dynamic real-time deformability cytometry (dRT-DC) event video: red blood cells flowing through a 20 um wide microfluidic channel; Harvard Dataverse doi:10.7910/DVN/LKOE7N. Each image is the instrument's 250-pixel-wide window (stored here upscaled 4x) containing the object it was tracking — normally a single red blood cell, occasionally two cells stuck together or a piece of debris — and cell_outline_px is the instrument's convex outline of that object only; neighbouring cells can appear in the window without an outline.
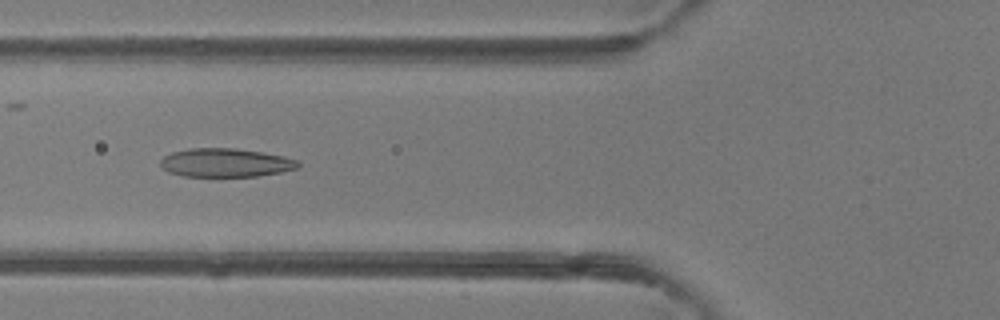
{"species": "common noctule bat (a hibernating species)", "species_latin": "Nyctalus noctula", "temperature_condition": "room temperature", "stored_images_in_passage": 36, "camera_frame_rate_fps": 3000, "um_per_image_px": 0.085, "animal": {"sex": "female"}, "frame": {"image": 1, "passage_image": 12, "time_ms": 3.667, "image_size_px": [1000, 320], "cell_outline_px": [[300, 168], [280, 172], [256, 176], [184, 176], [168, 172], [160, 164], [160, 160], [164, 156], [172, 152], [188, 148], [236, 148], [284, 156], [296, 160], [300, 164]], "centroid_in_image_um": [19.17, 13.82], "position_along_channel_um": 106.6, "area_um2": 22.89}}
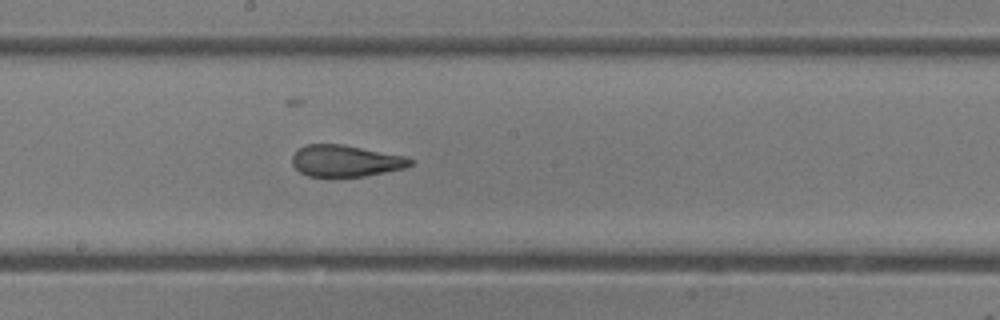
{"frame": {"image": 2, "passage_image": 20, "time_ms": 6.333, "image_size_px": [1000, 320], "cell_outline_px": [[412, 164], [404, 168], [364, 176], [308, 176], [300, 172], [292, 164], [292, 156], [304, 144], [344, 144], [408, 156], [412, 160]], "centroid_in_image_um": [29.39, 13.66], "position_along_channel_um": 218.8, "area_um2": 21.73}}
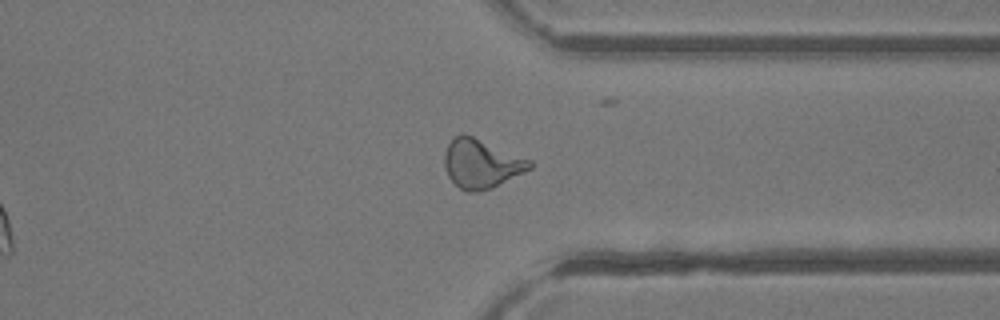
{"frame": {"image": 3, "passage_image": 31, "time_ms": 10.0, "image_size_px": [1000, 320], "cell_outline_px": [[532, 168], [492, 188], [476, 192], [468, 192], [460, 188], [448, 176], [444, 164], [444, 152], [448, 144], [456, 136], [464, 132], [532, 160]], "centroid_in_image_um": [40.91, 13.9], "position_along_channel_um": 370.5, "area_um2": 24.33}, "authors_computed_cell_mechanics": {"area_um2": 23.1489, "velocity_mm_per_s": 4.1911, "shape_relaxation_time_tau1_ms": null, "shape_relaxation_time_tau2_ms": 1.3408, "deformation_change_tau1": null, "deformation_change_tau2": 0.0978}}